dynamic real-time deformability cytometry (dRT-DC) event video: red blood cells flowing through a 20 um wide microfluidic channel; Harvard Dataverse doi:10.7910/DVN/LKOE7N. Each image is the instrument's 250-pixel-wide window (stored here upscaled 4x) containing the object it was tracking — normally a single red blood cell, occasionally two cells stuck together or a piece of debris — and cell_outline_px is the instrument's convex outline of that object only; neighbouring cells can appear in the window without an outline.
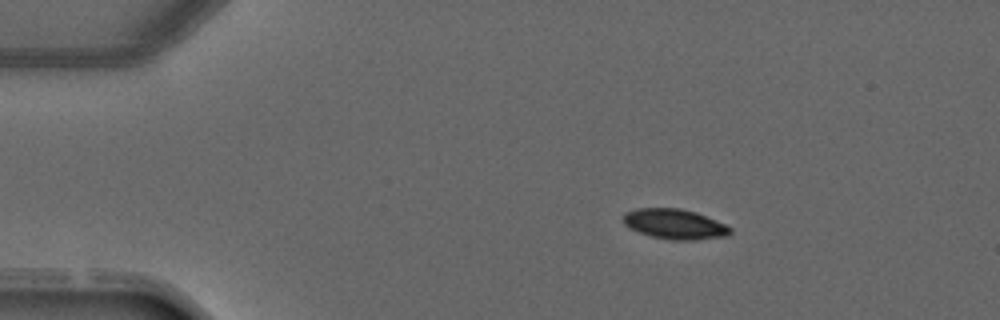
{"species": "common noctule bat (a hibernating species)", "species_latin": "Nyctalus noctula", "temperature_condition": "warm", "stored_images_in_passage": 5, "camera_frame_rate_fps": 3000, "um_per_image_px": 0.085, "animal": {"sex": "male", "forearm_length_mm": 52.5}, "frame": {"image": 1, "passage_image": 3, "time_ms": 2.333, "image_size_px": [1000, 320], "cell_outline_px": [[732, 232], [728, 236], [696, 240], [672, 240], [652, 236], [640, 232], [624, 224], [624, 212], [636, 208], [680, 208], [696, 212], [724, 224], [732, 228]], "centroid_in_image_um": [57.37, 19.04], "position_along_channel_um": 27.6, "area_um2": 18.67}}
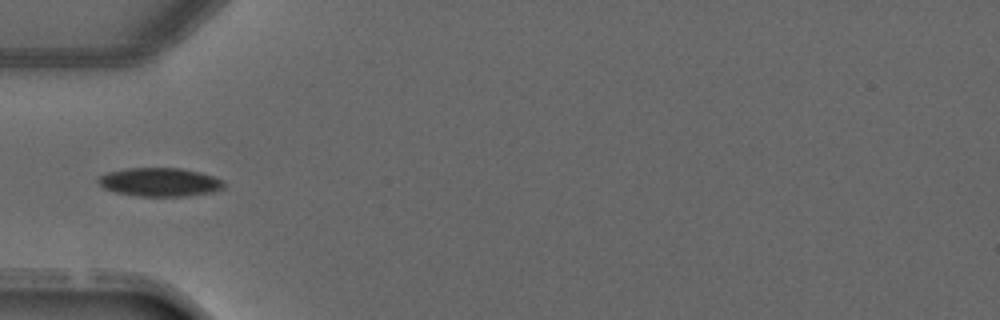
{"frame": {"image": 2, "passage_image": 5, "time_ms": 4.667, "image_size_px": [1000, 320], "cell_outline_px": [[224, 188], [212, 192], [188, 196], [136, 196], [116, 192], [104, 188], [96, 180], [100, 176], [108, 172], [128, 168], [180, 168], [200, 172], [224, 180]], "centroid_in_image_um": [13.6, 15.48], "position_along_channel_um": 71.4, "area_um2": 20.92}}